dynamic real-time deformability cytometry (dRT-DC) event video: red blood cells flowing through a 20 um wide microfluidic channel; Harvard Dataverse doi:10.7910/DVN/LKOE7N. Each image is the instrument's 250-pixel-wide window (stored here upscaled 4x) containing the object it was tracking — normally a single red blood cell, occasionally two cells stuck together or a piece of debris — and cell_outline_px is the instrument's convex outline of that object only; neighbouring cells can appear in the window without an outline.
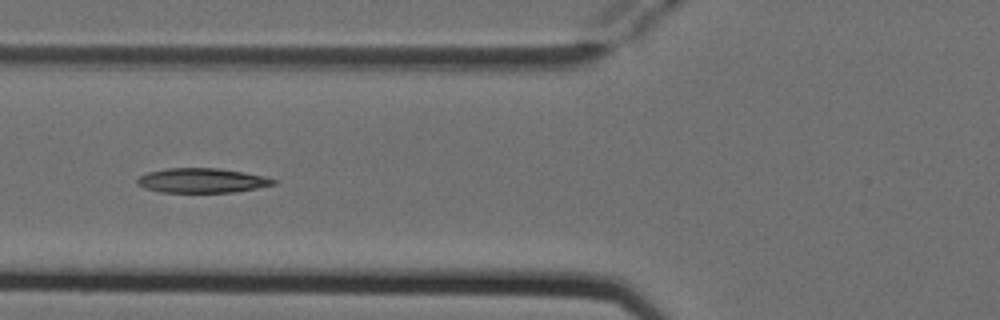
{"species": "Egyptian fruit bat (a non-hibernating species)", "species_latin": "Rousettus aegyptiacus", "temperature_condition": "cold", "stored_images_in_passage": 6, "camera_frame_rate_fps": 3000, "um_per_image_px": 0.085, "animal": {"sex": "female"}, "frame": {"image": 1, "passage_image": 5, "time_ms": 1.333, "image_size_px": [1000, 320], "cell_outline_px": [[276, 184], [256, 188], [232, 192], [160, 192], [144, 188], [136, 184], [136, 180], [140, 176], [148, 172], [168, 168], [220, 168], [244, 172], [264, 176], [276, 180]], "centroid_in_image_um": [17.14, 15.34], "position_along_channel_um": 108.7, "area_um2": 19.48}}
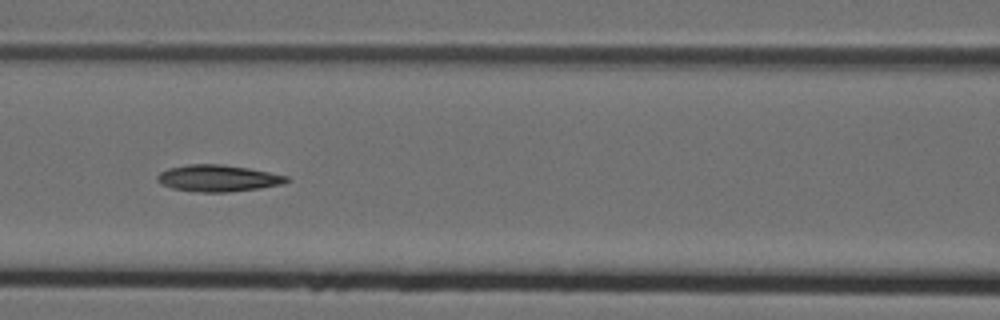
{"frame": {"image": 2, "passage_image": 6, "time_ms": 1.667, "image_size_px": [1000, 320], "cell_outline_px": [[292, 180], [284, 184], [260, 188], [228, 192], [200, 192], [172, 188], [160, 184], [156, 180], [156, 176], [160, 172], [168, 168], [188, 164], [220, 164], [248, 168], [288, 176]], "centroid_in_image_um": [18.53, 15.15], "position_along_channel_um": 148.1, "area_um2": 20.17}}